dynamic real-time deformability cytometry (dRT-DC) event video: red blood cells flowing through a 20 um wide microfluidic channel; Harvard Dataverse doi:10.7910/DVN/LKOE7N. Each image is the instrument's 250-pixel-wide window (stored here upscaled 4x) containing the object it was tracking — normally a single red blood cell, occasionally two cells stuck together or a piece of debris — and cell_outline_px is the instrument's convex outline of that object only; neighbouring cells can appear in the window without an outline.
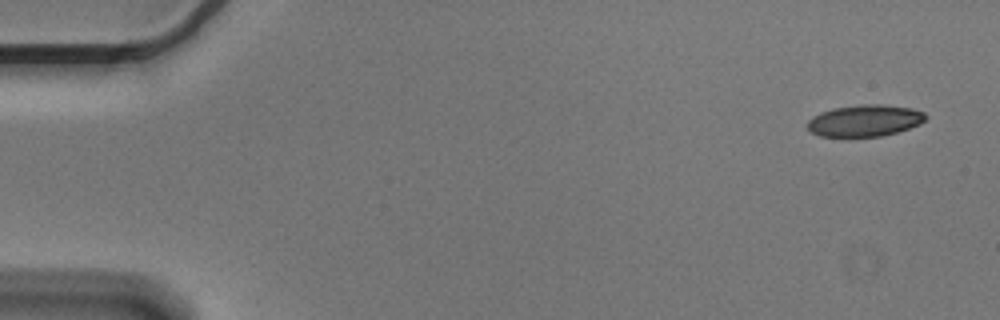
{"species": "Egyptian fruit bat (a non-hibernating species)", "species_latin": "Rousettus aegyptiacus", "temperature_condition": "cold", "stored_images_in_passage": 4, "camera_frame_rate_fps": 3000, "um_per_image_px": 0.085, "animal": {"sex": "male"}, "frame": {"image": 1, "passage_image": 1, "time_ms": 0.0, "image_size_px": [1000, 320], "cell_outline_px": [[928, 116], [920, 124], [896, 132], [880, 136], [820, 136], [812, 132], [808, 128], [808, 120], [812, 116], [820, 112], [832, 108], [860, 104], [880, 104], [912, 108], [924, 112]], "centroid_in_image_um": [73.5, 10.23], "position_along_channel_um": 11.5, "area_um2": 21.73}}